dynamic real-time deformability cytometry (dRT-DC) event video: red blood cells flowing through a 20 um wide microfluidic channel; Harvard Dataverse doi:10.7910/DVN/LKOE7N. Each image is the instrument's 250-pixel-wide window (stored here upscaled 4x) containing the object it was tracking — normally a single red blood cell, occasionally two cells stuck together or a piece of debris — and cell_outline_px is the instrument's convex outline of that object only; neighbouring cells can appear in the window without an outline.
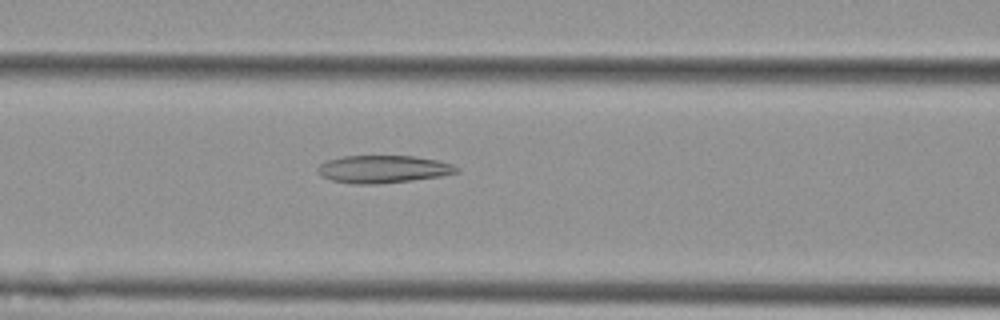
{"species": "Egyptian fruit bat (a non-hibernating species)", "species_latin": "Rousettus aegyptiacus", "temperature_condition": "cold", "stored_images_in_passage": 39, "camera_frame_rate_fps": 3000, "um_per_image_px": 0.085, "animal": {"sex": "female"}, "frame": {"image": 1, "passage_image": 10, "time_ms": 3.0, "image_size_px": [1000, 320], "cell_outline_px": [[460, 172], [440, 176], [412, 180], [376, 184], [352, 184], [332, 180], [320, 176], [316, 168], [320, 164], [328, 160], [344, 156], [416, 156], [436, 160], [452, 164], [460, 168]], "centroid_in_image_um": [32.57, 14.38], "position_along_channel_um": 134.0, "area_um2": 22.37}}
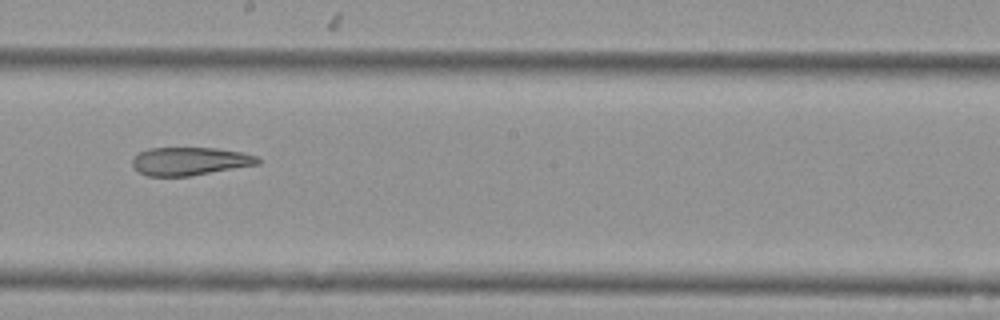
{"frame": {"image": 2, "passage_image": 18, "time_ms": 5.667, "image_size_px": [1000, 320], "cell_outline_px": [[260, 164], [192, 176], [148, 176], [140, 172], [132, 164], [132, 160], [140, 152], [148, 148], [216, 148], [240, 152], [256, 156], [260, 160]], "centroid_in_image_um": [16.16, 13.71], "position_along_channel_um": 232.0, "area_um2": 20.46}}
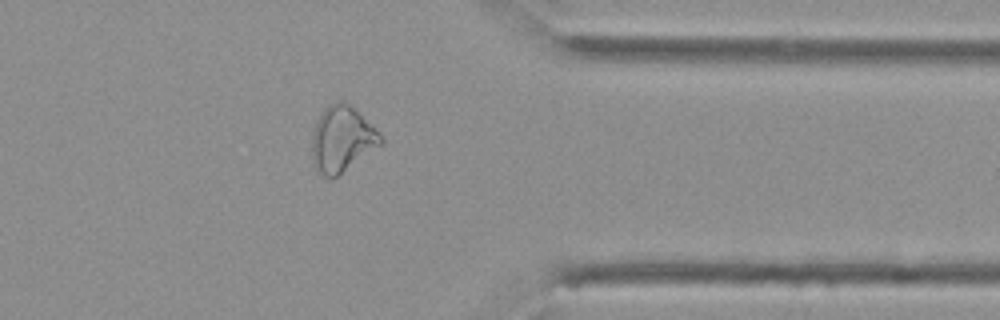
{"frame": {"image": 3, "passage_image": 31, "time_ms": 10.0, "image_size_px": [1000, 320], "cell_outline_px": [[384, 144], [332, 180], [324, 176], [316, 168], [312, 160], [312, 132], [316, 120], [320, 112], [328, 104], [340, 100], [344, 100], [384, 136]], "centroid_in_image_um": [29.08, 11.83], "position_along_channel_um": 382.3, "area_um2": 26.76}}